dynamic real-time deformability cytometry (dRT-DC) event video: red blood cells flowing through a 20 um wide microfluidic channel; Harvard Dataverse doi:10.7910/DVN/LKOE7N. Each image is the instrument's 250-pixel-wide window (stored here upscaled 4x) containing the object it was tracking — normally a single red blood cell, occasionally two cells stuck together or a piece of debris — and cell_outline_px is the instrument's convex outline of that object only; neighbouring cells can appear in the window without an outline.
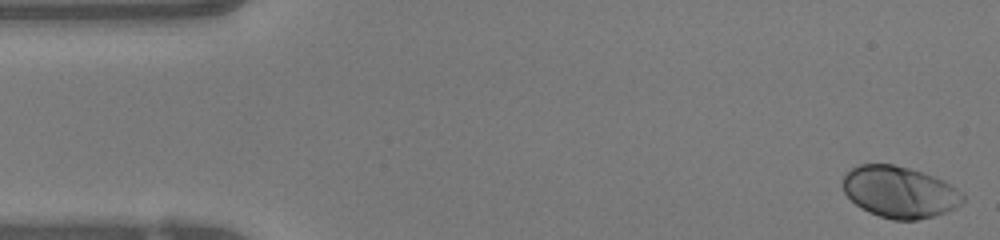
{"species": "human", "species_latin": "Homo sapiens", "temperature_condition": "warm", "stored_images_in_passage": 49, "camera_frame_rate_fps": 3000, "um_per_image_px": 0.085, "donor": {"sex": "female"}, "frame": {"image": 1, "passage_image": 1, "time_ms": 0.0, "image_size_px": [1000, 240], "cell_outline_px": [[964, 200], [956, 208], [932, 216], [916, 220], [892, 220], [868, 212], [860, 208], [844, 192], [840, 184], [844, 176], [852, 168], [860, 164], [892, 164], [908, 168], [932, 176], [948, 184], [964, 196]], "centroid_in_image_um": [76.4, 16.33], "position_along_channel_um": 8.6, "area_um2": 35.6}}
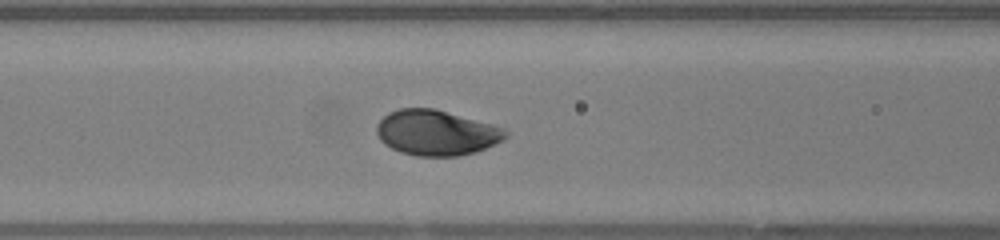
{"frame": {"image": 2, "passage_image": 19, "time_ms": 6.0, "image_size_px": [1000, 240], "cell_outline_px": [[508, 136], [504, 140], [476, 152], [456, 156], [416, 156], [400, 152], [384, 144], [380, 140], [376, 132], [376, 128], [380, 120], [388, 112], [400, 108], [436, 108], [492, 124], [504, 128], [508, 132]], "centroid_in_image_um": [37.1, 11.28], "position_along_channel_um": 129.5, "area_um2": 34.28}}
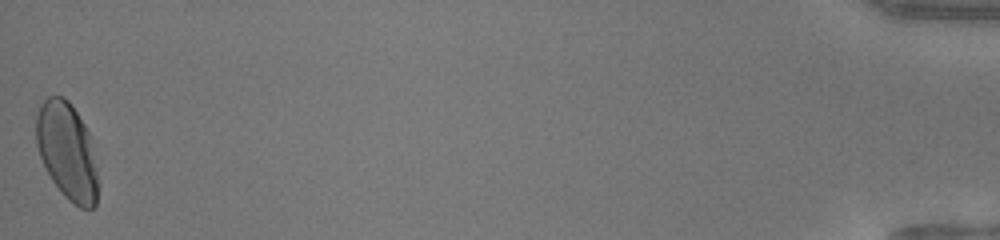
{"frame": {"image": 3, "passage_image": 49, "time_ms": 16.0, "image_size_px": [1000, 240], "cell_outline_px": [[96, 204], [92, 208], [80, 208], [72, 204], [60, 192], [52, 180], [40, 156], [36, 144], [36, 116], [40, 104], [48, 96], [64, 96], [72, 104], [84, 124], [88, 132], [96, 172]], "centroid_in_image_um": [5.66, 12.83], "position_along_channel_um": 429.5, "area_um2": 34.51}, "authors_computed_cell_mechanics": {"area_um2": 34.1598, "velocity_mm_per_s": 4.0721, "shape_relaxation_time_tau1_ms": 1.8835, "shape_relaxation_time_tau2_ms": null, "deformation_change_tau1": 0.1372, "deformation_change_tau2": null}}